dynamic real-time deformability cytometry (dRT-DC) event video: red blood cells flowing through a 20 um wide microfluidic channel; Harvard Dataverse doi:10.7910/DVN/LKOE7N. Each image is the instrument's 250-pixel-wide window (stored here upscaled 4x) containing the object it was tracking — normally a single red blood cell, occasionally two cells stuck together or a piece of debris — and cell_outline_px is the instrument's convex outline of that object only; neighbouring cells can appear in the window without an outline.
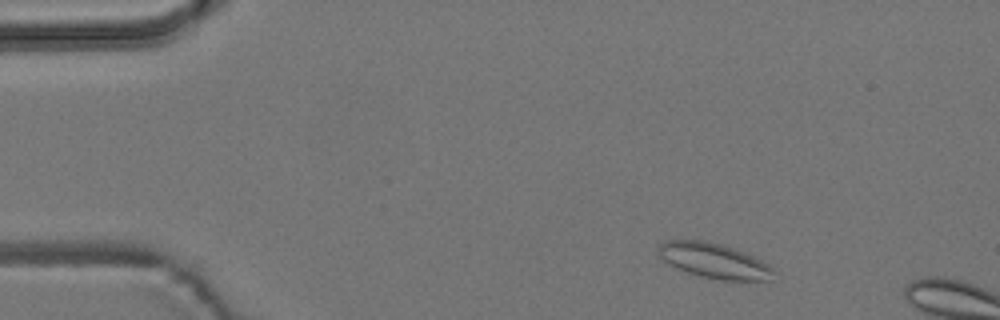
{"species": "common noctule bat (a hibernating species)", "species_latin": "Nyctalus noctula", "temperature_condition": "room temperature", "stored_images_in_passage": 3, "camera_frame_rate_fps": 3000, "um_per_image_px": 0.085, "animal": {"sex": "male", "body_mass_g": 19.2, "forearm_length_mm": 51.8}, "frame": {"image": 1, "passage_image": 1, "time_ms": 0.0, "image_size_px": [1000, 320], "cell_outline_px": [[776, 272], [772, 280], [720, 280], [700, 276], [676, 268], [668, 264], [656, 252], [656, 248], [664, 240], [704, 240], [720, 244], [732, 248], [752, 256], [768, 264]], "centroid_in_image_um": [60.66, 22.16], "position_along_channel_um": 24.3, "area_um2": 23.52}}